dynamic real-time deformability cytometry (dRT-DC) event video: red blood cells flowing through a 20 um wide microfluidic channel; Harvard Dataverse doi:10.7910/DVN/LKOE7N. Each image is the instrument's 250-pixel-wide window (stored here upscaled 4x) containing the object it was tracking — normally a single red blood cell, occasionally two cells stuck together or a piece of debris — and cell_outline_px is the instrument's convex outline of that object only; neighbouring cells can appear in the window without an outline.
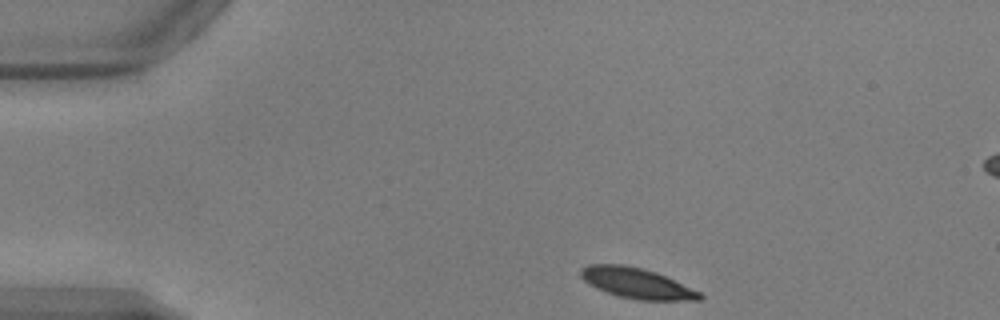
{"species": "common noctule bat (a hibernating species)", "species_latin": "Nyctalus noctula", "temperature_condition": "warm", "stored_images_in_passage": 45, "segment_of_instrument_passage": [1, 2], "camera_frame_rate_fps": 3000, "um_per_image_px": 0.085, "animal": {"sex": "male", "body_mass_g": 17.9, "forearm_length_mm": 54.2}, "frame": {"image": 1, "passage_image": 1, "time_ms": 0.0, "image_size_px": [1000, 320], "cell_outline_px": [[704, 296], [700, 300], [640, 300], [620, 296], [596, 288], [588, 284], [580, 276], [580, 268], [588, 264], [624, 264], [644, 268], [656, 272], [700, 292]], "centroid_in_image_um": [54.09, 24.05], "position_along_channel_um": 30.9, "area_um2": 21.04}}
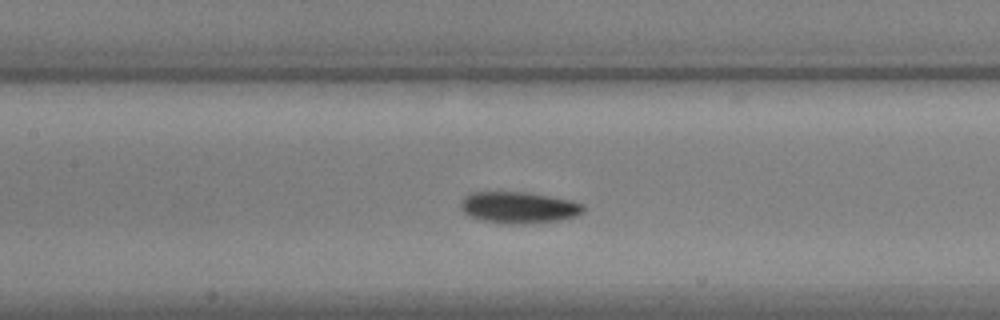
{"frame": {"image": 2, "passage_image": 16, "time_ms": 5.0, "image_size_px": [1000, 320], "cell_outline_px": [[584, 212], [576, 216], [560, 220], [528, 224], [504, 224], [480, 220], [468, 216], [460, 208], [460, 200], [464, 196], [472, 192], [528, 192], [568, 200], [584, 204]], "centroid_in_image_um": [44.05, 17.65], "position_along_channel_um": 163.3, "area_um2": 22.77}}
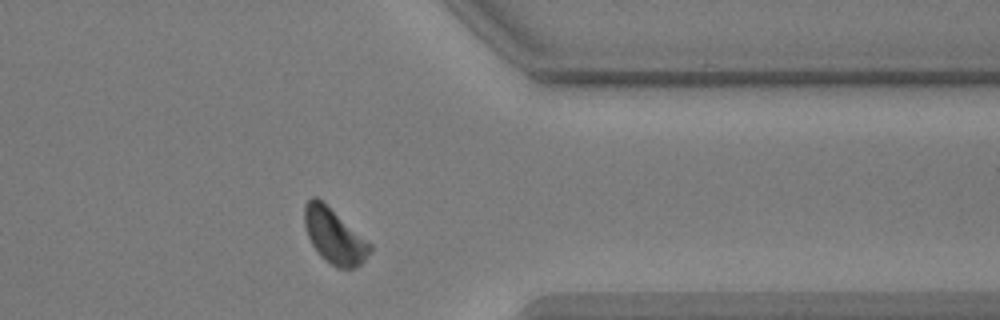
{"frame": {"image": 3, "passage_image": 34, "time_ms": 11.0, "image_size_px": [1000, 320], "cell_outline_px": [[372, 252], [360, 264], [352, 268], [336, 268], [324, 260], [320, 256], [312, 244], [308, 236], [304, 224], [304, 204], [312, 196], [316, 196], [372, 244]], "centroid_in_image_um": [28.41, 20.07], "position_along_channel_um": 383.0, "area_um2": 20.87}}